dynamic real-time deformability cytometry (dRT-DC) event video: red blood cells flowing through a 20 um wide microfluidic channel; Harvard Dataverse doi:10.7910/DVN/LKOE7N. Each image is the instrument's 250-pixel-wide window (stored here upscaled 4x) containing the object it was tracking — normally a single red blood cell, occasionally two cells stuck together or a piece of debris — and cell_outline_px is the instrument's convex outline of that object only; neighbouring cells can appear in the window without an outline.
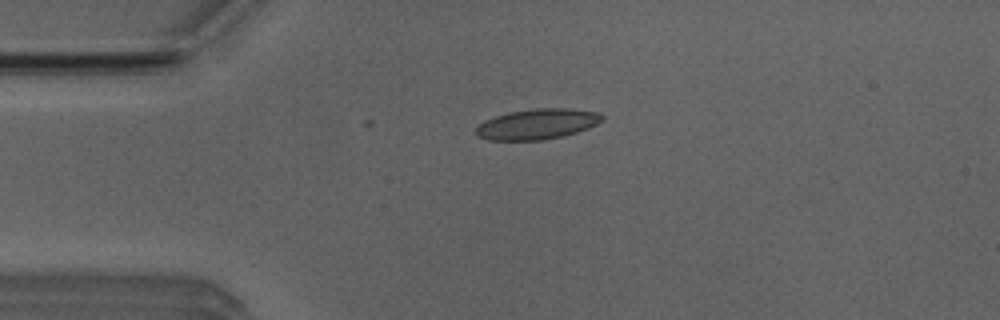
{"species": "Egyptian fruit bat (a non-hibernating species)", "species_latin": "Rousettus aegyptiacus", "temperature_condition": "room temperature", "stored_images_in_passage": 5, "camera_frame_rate_fps": 3000, "um_per_image_px": 0.085, "animal": {"sex": "male"}, "frame": {"image": 1, "passage_image": 5, "time_ms": 1.333, "image_size_px": [1000, 320], "cell_outline_px": [[604, 120], [588, 128], [564, 136], [544, 140], [488, 140], [476, 136], [476, 128], [484, 120], [508, 112], [536, 108], [568, 108], [596, 112], [604, 116]], "centroid_in_image_um": [45.66, 10.55], "position_along_channel_um": 39.3, "area_um2": 22.43}}